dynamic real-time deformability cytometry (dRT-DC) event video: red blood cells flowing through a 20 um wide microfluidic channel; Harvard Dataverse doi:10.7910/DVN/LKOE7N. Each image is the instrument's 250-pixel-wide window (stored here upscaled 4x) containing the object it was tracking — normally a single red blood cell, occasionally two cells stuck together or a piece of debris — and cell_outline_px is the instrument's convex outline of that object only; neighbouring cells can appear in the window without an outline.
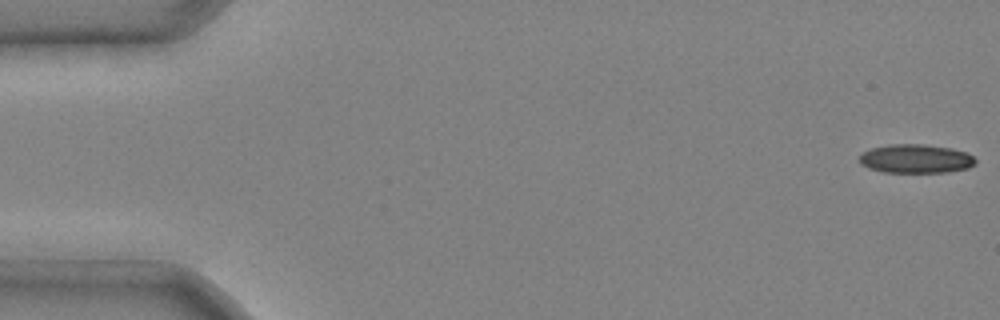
{"species": "common noctule bat (a hibernating species)", "species_latin": "Nyctalus noctula", "temperature_condition": "cold", "stored_images_in_passage": 5, "camera_frame_rate_fps": 3000, "um_per_image_px": 0.085, "animal": {"sex": "male", "body_mass_g": 20.4}, "frame": {"image": 1, "passage_image": 1, "time_ms": 0.0, "image_size_px": [1000, 320], "cell_outline_px": [[976, 164], [968, 168], [948, 172], [884, 172], [868, 168], [860, 164], [860, 156], [864, 152], [872, 148], [888, 144], [924, 144], [952, 148], [968, 152], [976, 160]], "centroid_in_image_um": [77.87, 13.49], "position_along_channel_um": 7.1, "area_um2": 19.59}}